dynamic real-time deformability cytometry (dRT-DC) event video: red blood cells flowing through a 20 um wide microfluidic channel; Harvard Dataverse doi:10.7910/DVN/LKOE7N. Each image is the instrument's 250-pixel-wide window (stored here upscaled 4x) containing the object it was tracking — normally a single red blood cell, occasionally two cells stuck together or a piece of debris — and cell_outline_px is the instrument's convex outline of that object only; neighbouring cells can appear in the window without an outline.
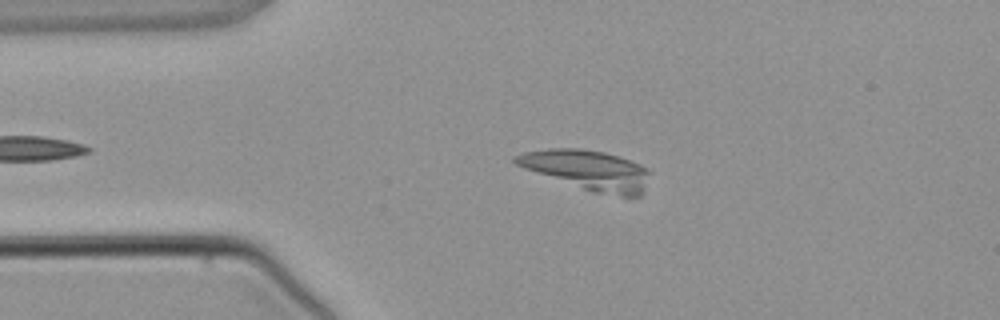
{"species": "common noctule bat (a hibernating species)", "species_latin": "Nyctalus noctula", "temperature_condition": "warm", "stored_images_in_passage": 3, "segment_of_instrument_passage": [1, 2], "camera_frame_rate_fps": 3000, "um_per_image_px": 0.085, "animal": {"sex": "male", "body_mass_g": 21.5, "forearm_length_mm": 52.0}, "frame": {"image": 1, "passage_image": 1, "time_ms": 0.0, "image_size_px": [1000, 320], "cell_outline_px": [[648, 172], [644, 192], [640, 196], [620, 196], [592, 192], [524, 168], [516, 164], [512, 160], [512, 156], [524, 152], [548, 148], [580, 148], [604, 152], [640, 164], [648, 168]], "centroid_in_image_um": [49.93, 14.45], "position_along_channel_um": 35.1, "area_um2": 30.87}}